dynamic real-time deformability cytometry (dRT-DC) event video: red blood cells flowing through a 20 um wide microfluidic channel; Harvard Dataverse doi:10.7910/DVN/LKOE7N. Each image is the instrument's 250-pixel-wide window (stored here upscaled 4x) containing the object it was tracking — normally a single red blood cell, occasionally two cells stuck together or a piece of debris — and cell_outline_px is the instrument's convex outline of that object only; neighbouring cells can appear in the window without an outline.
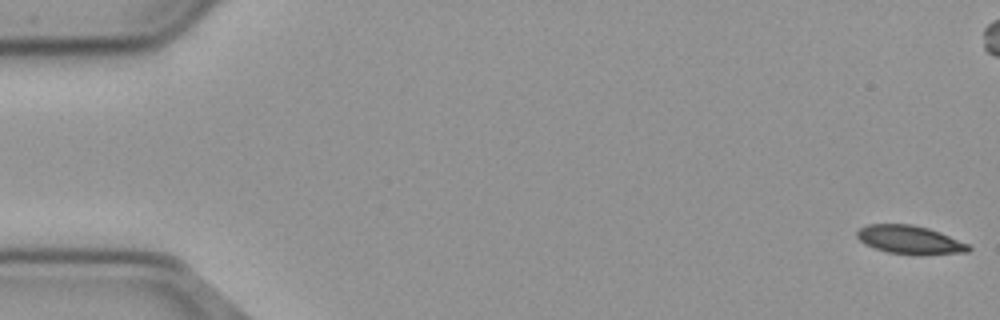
{"species": "common noctule bat (a hibernating species)", "species_latin": "Nyctalus noctula", "temperature_condition": "cold", "stored_images_in_passage": 57, "camera_frame_rate_fps": 3000, "um_per_image_px": 0.085, "animal": {"sex": "male", "body_mass_g": 23.1, "forearm_length_mm": 52.7}, "frame": {"image": 1, "passage_image": 1, "time_ms": 0.0, "image_size_px": [1000, 320], "cell_outline_px": [[972, 248], [968, 252], [924, 256], [916, 256], [888, 252], [872, 248], [864, 244], [856, 236], [856, 232], [860, 228], [868, 224], [908, 224], [928, 228], [940, 232], [968, 244]], "centroid_in_image_um": [77.34, 20.41], "position_along_channel_um": 7.7, "area_um2": 18.84}}
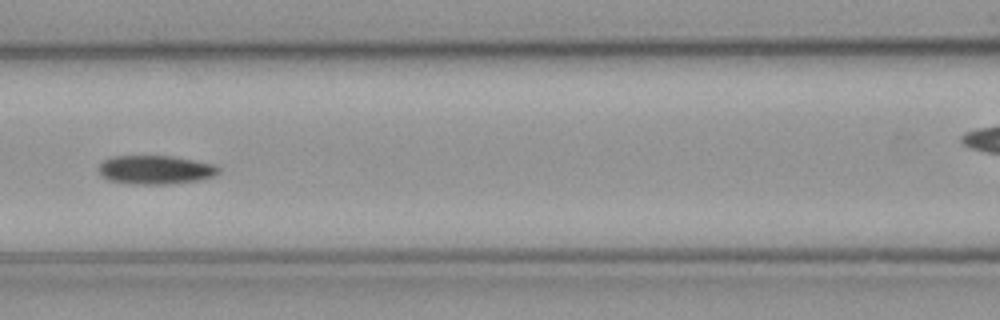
{"frame": {"image": 2, "passage_image": 25, "time_ms": 8.0, "image_size_px": [1000, 320], "cell_outline_px": [[220, 172], [216, 176], [200, 180], [168, 184], [128, 184], [108, 180], [100, 172], [100, 164], [104, 160], [116, 156], [172, 156], [216, 164], [220, 168]], "centroid_in_image_um": [13.28, 14.44], "position_along_channel_um": 153.3, "area_um2": 20.17}}
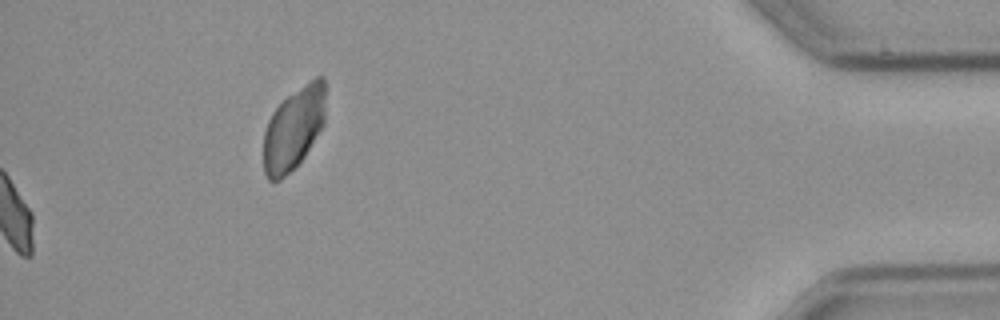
{"frame": {"image": 3, "passage_image": 57, "time_ms": 18.667, "image_size_px": [1000, 320], "cell_outline_px": [[324, 124], [304, 156], [296, 168], [280, 180], [268, 180], [264, 172], [264, 132], [268, 120], [272, 112], [288, 96], [316, 76], [324, 76]], "centroid_in_image_um": [24.95, 10.96], "position_along_channel_um": 410.3, "area_um2": 29.59}, "authors_computed_cell_mechanics": {"area_um2": 19.5364, "velocity_mm_per_s": 3.6748, "shape_relaxation_time_tau1_ms": null, "shape_relaxation_time_tau2_ms": 4.9988, "deformation_change_tau1": null, "deformation_change_tau2": 0.086}}